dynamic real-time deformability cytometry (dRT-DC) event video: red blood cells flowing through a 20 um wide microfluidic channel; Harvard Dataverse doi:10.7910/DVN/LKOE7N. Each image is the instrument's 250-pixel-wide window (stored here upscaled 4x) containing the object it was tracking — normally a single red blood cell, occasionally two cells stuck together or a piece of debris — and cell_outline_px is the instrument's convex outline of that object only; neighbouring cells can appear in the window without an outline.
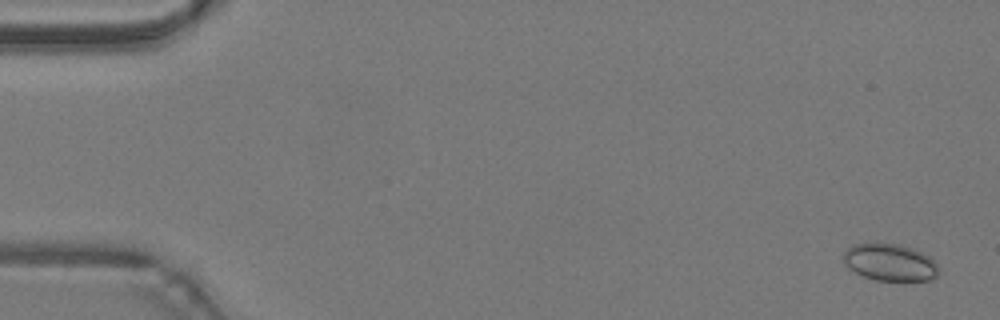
{"species": "common noctule bat (a hibernating species)", "species_latin": "Nyctalus noctula", "temperature_condition": "warm", "stored_images_in_passage": 49, "camera_frame_rate_fps": 3000, "um_per_image_px": 0.085, "animal": {"sex": "male", "body_mass_g": 19.2, "forearm_length_mm": 51.8}, "frame": {"image": 1, "passage_image": 2, "time_ms": 0.333, "image_size_px": [1000, 320], "cell_outline_px": [[940, 272], [936, 276], [928, 280], [876, 280], [864, 276], [848, 268], [844, 264], [844, 252], [852, 244], [900, 244], [912, 248], [932, 256]], "centroid_in_image_um": [75.67, 22.3], "position_along_channel_um": 9.3, "area_um2": 20.46}}
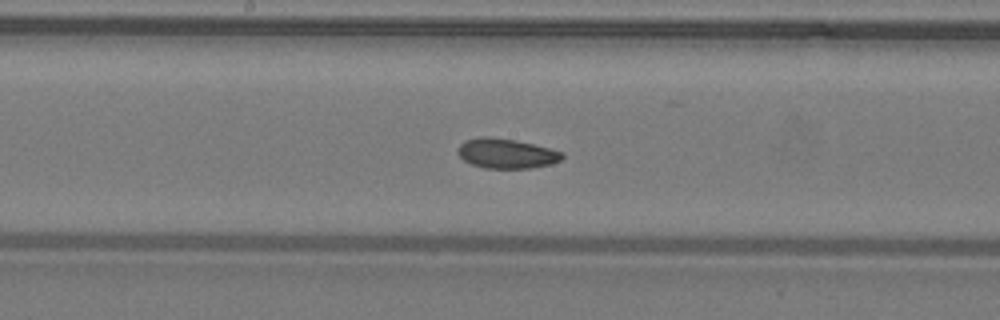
{"frame": {"image": 2, "passage_image": 26, "time_ms": 8.333, "image_size_px": [1000, 320], "cell_outline_px": [[564, 156], [560, 160], [552, 164], [532, 168], [484, 168], [472, 164], [464, 160], [456, 152], [456, 148], [464, 140], [480, 136], [488, 136], [512, 140], [532, 144], [564, 152]], "centroid_in_image_um": [43.01, 13.04], "position_along_channel_um": 205.2, "area_um2": 18.15}}
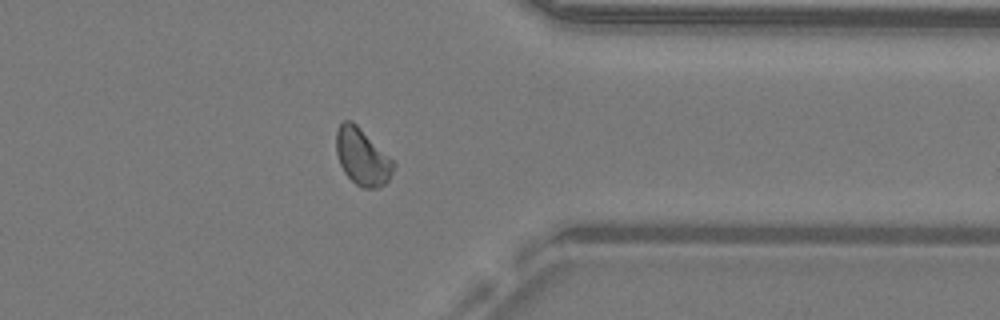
{"frame": {"image": 3, "passage_image": 39, "time_ms": 12.667, "image_size_px": [1000, 320], "cell_outline_px": [[396, 164], [388, 180], [384, 184], [376, 188], [364, 188], [356, 184], [344, 172], [340, 164], [336, 152], [336, 132], [340, 124], [344, 120], [352, 120]], "centroid_in_image_um": [30.77, 13.33], "position_along_channel_um": 380.6, "area_um2": 18.55}, "authors_computed_cell_mechanics": {"area_um2": 18.7272, "velocity_mm_per_s": 4.2476, "shape_relaxation_time_tau1_ms": 4.6023, "shape_relaxation_time_tau2_ms": 2.3069, "deformation_change_tau1": 0.0964, "deformation_change_tau2": 0.068}}